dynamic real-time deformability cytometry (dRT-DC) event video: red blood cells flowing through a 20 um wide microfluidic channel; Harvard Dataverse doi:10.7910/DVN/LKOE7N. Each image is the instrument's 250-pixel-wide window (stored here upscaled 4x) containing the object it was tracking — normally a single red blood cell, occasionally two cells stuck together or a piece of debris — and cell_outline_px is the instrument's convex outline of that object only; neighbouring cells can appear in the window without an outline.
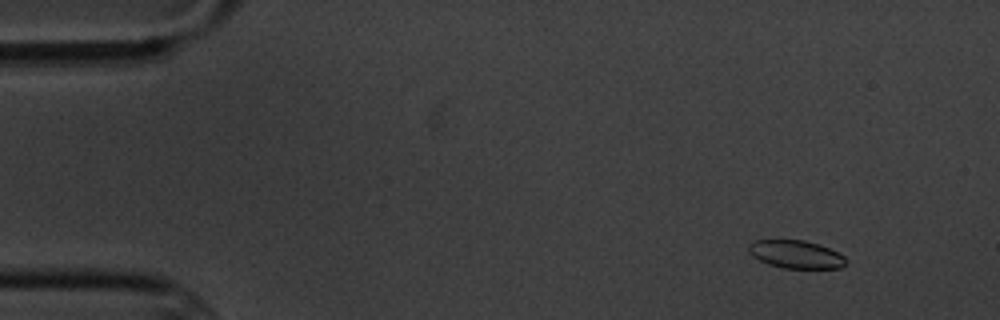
{"species": "common noctule bat (a hibernating species)", "species_latin": "Nyctalus noctula", "temperature_condition": "cold", "stored_images_in_passage": 5, "camera_frame_rate_fps": 3000, "um_per_image_px": 0.085, "animal": {"sex": "male", "body_mass_g": 20.1, "forearm_length_mm": 53.5}, "frame": {"image": 1, "passage_image": 2, "time_ms": 1.333, "image_size_px": [1000, 320], "cell_outline_px": [[848, 260], [840, 268], [784, 268], [768, 264], [752, 256], [748, 252], [748, 244], [752, 240], [804, 240], [828, 248], [844, 256]], "centroid_in_image_um": [67.61, 21.62], "position_along_channel_um": 17.4, "area_um2": 15.78}}